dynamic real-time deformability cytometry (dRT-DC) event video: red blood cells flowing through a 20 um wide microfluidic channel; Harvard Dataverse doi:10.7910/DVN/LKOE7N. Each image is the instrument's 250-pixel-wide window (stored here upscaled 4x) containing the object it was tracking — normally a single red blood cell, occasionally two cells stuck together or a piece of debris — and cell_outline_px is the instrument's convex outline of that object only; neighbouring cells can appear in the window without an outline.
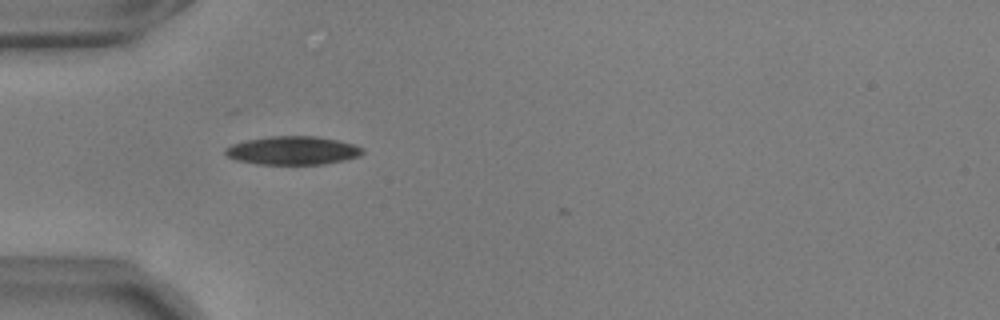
{"species": "common noctule bat (a hibernating species)", "species_latin": "Nyctalus noctula", "temperature_condition": "warm", "stored_images_in_passage": 3, "camera_frame_rate_fps": 3000, "um_per_image_px": 0.085, "animal": {"sex": "male", "body_mass_g": 17.9, "forearm_length_mm": 54.2}, "frame": {"image": 1, "passage_image": 1, "time_ms": 0.0, "image_size_px": [1000, 320], "cell_outline_px": [[364, 152], [360, 156], [344, 160], [324, 164], [256, 164], [236, 160], [228, 156], [224, 152], [224, 148], [232, 144], [248, 140], [272, 136], [316, 136], [336, 140], [352, 144], [364, 148]], "centroid_in_image_um": [24.88, 12.8], "position_along_channel_um": 60.1, "area_um2": 22.66}}